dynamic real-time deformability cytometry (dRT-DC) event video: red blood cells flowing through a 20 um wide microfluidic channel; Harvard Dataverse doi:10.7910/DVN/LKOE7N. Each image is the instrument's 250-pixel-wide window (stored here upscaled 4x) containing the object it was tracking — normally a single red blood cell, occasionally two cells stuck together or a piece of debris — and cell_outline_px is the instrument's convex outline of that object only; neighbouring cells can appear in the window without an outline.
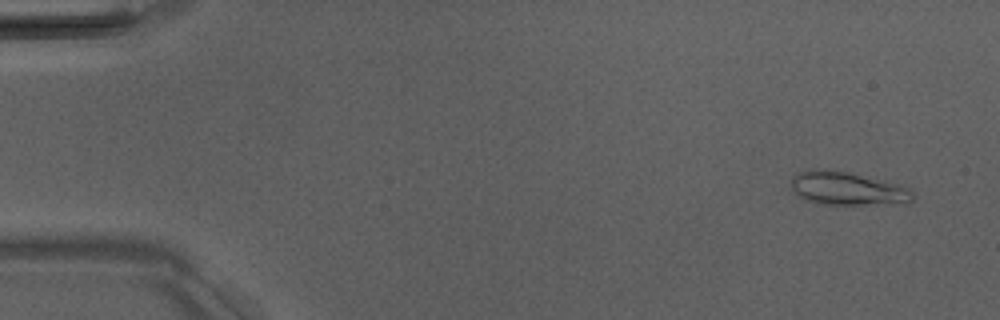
{"species": "Egyptian fruit bat (a non-hibernating species)", "species_latin": "Rousettus aegyptiacus", "temperature_condition": "room temperature", "stored_images_in_passage": 5, "camera_frame_rate_fps": 3000, "um_per_image_px": 0.085, "animal": {"sex": "male"}, "frame": {"image": 1, "passage_image": 1, "time_ms": 0.0, "image_size_px": [1000, 320], "cell_outline_px": [[916, 196], [912, 200], [864, 204], [816, 204], [804, 200], [792, 188], [792, 180], [800, 172], [812, 168], [816, 168], [848, 172], [904, 184], [912, 188]], "centroid_in_image_um": [72.05, 16.0], "position_along_channel_um": 12.9, "area_um2": 23.47}}